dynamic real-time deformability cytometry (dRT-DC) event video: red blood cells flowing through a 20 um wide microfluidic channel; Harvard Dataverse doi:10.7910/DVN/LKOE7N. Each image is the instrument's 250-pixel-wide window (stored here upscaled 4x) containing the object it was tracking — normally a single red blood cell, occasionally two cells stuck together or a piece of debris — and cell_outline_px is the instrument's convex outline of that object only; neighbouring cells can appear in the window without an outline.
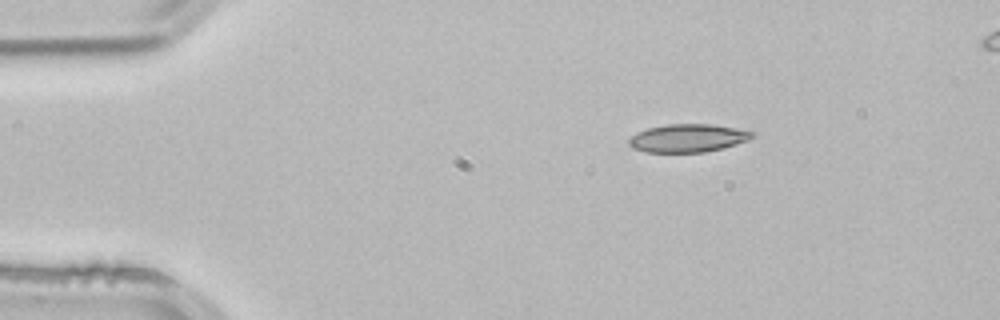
{"species": "common noctule bat (a hibernating species)", "species_latin": "Nyctalus noctula", "temperature_condition": "room temperature", "stored_images_in_passage": 3, "segment_of_instrument_passage": [1, 2], "camera_frame_rate_fps": 3000, "um_per_image_px": 0.085, "animal": {"sex": "male", "body_mass_g": 21.5, "forearm_length_mm": 52.0}, "frame": {"image": 1, "passage_image": 1, "time_ms": 0.0, "image_size_px": [1000, 320], "cell_outline_px": [[756, 136], [748, 140], [724, 148], [704, 152], [644, 152], [632, 148], [628, 144], [628, 140], [632, 136], [648, 128], [668, 124], [712, 124], [736, 128], [756, 132]], "centroid_in_image_um": [58.51, 11.74], "position_along_channel_um": 26.5, "area_um2": 20.23}}